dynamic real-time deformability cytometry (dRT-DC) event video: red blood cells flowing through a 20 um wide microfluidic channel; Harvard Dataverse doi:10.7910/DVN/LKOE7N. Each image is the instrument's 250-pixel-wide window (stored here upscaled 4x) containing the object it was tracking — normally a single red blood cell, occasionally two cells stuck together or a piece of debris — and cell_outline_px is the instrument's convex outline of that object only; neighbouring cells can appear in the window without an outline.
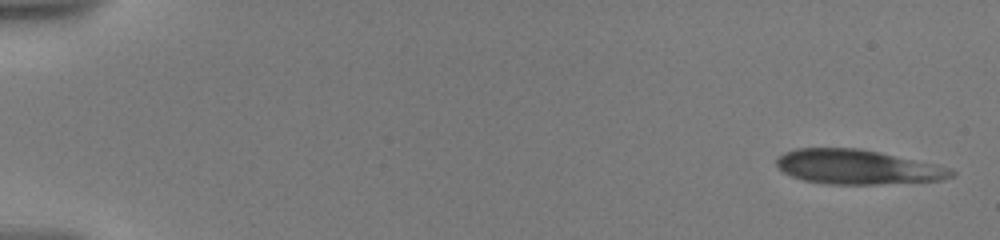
{"species": "human", "species_latin": "Homo sapiens", "temperature_condition": "warm", "stored_images_in_passage": 18, "camera_frame_rate_fps": 3000, "um_per_image_px": 0.085, "donor": {"sex": "male"}, "frame": {"image": 1, "passage_image": 1, "time_ms": 0.0, "image_size_px": [1000, 240], "cell_outline_px": [[956, 176], [944, 180], [880, 184], [828, 184], [804, 180], [792, 176], [784, 172], [776, 164], [776, 160], [784, 152], [796, 148], [860, 148], [880, 152], [936, 164], [952, 168], [956, 172]], "centroid_in_image_um": [72.94, 14.19], "position_along_channel_um": 12.1, "area_um2": 35.32}}
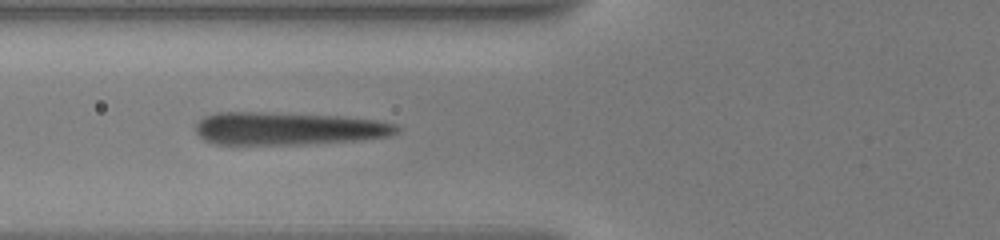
{"frame": {"image": 2, "passage_image": 13, "time_ms": 7.0, "image_size_px": [1000, 240], "cell_outline_px": [[400, 132], [392, 136], [356, 140], [304, 144], [216, 144], [204, 140], [196, 132], [196, 124], [204, 116], [216, 112], [268, 112], [340, 116], [376, 120], [396, 124], [400, 128]], "centroid_in_image_um": [24.51, 10.92], "position_along_channel_um": 101.3, "area_um2": 38.55}}
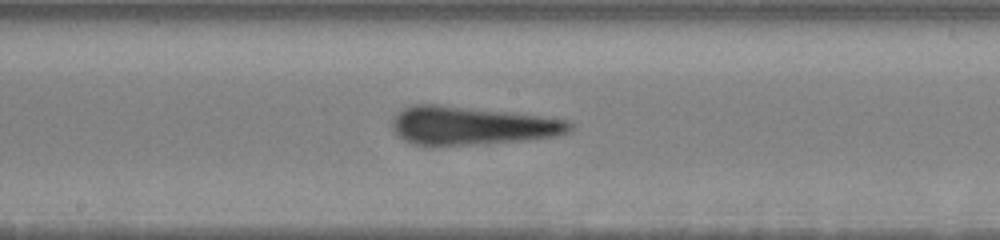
{"frame": {"image": 3, "passage_image": 18, "time_ms": 10.0, "image_size_px": [1000, 240], "cell_outline_px": [[572, 128], [568, 132], [556, 136], [520, 140], [472, 144], [412, 144], [396, 136], [392, 128], [392, 120], [404, 108], [416, 104], [436, 104], [540, 116], [568, 120], [572, 124]], "centroid_in_image_um": [40.06, 10.67], "position_along_channel_um": 208.1, "area_um2": 38.78}}